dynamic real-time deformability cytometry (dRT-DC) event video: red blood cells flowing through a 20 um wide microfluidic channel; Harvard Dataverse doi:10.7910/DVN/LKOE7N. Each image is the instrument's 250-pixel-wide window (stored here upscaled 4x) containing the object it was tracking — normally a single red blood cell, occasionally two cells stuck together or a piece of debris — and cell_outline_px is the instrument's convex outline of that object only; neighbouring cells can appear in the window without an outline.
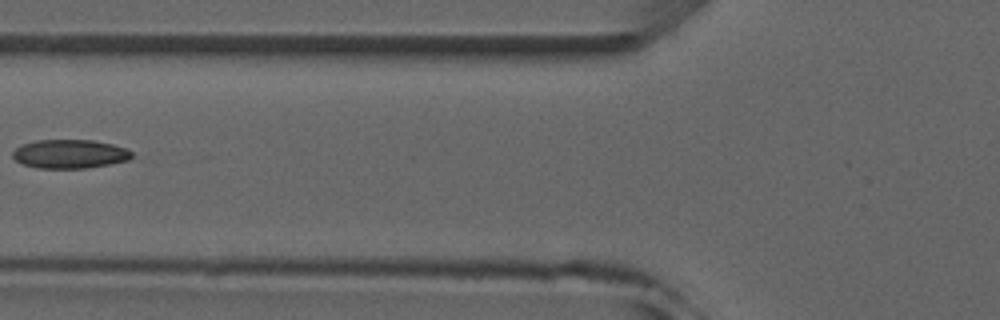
{"species": "common noctule bat (a hibernating species)", "species_latin": "Nyctalus noctula", "temperature_condition": "room temperature", "stored_images_in_passage": 5, "camera_frame_rate_fps": 3000, "um_per_image_px": 0.085, "animal": {"sex": "male", "forearm_length_mm": 52.5}, "frame": {"image": 1, "passage_image": 4, "time_ms": 3.667, "image_size_px": [1000, 320], "cell_outline_px": [[132, 156], [128, 160], [88, 168], [36, 168], [24, 164], [16, 160], [12, 156], [12, 152], [20, 144], [40, 140], [92, 140], [112, 144], [124, 148], [132, 152]], "centroid_in_image_um": [5.9, 13.08], "position_along_channel_um": 119.9, "area_um2": 19.88}}
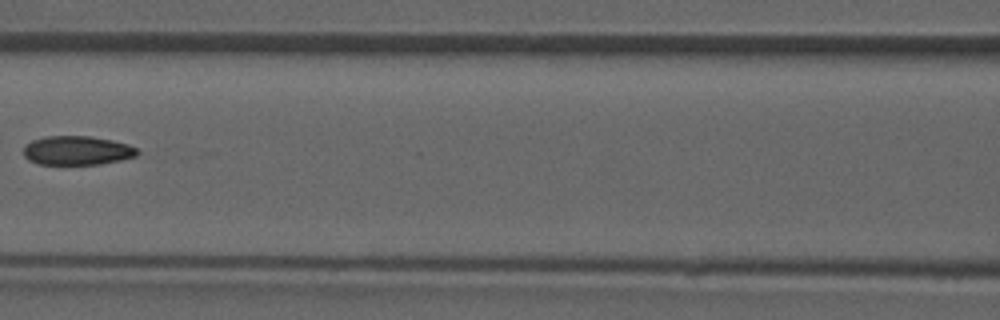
{"frame": {"image": 2, "passage_image": 5, "time_ms": 4.667, "image_size_px": [1000, 320], "cell_outline_px": [[140, 152], [136, 156], [120, 160], [100, 164], [36, 164], [28, 160], [24, 156], [24, 144], [32, 140], [44, 136], [92, 136], [112, 140], [128, 144], [136, 148]], "centroid_in_image_um": [6.53, 12.79], "position_along_channel_um": 160.1, "area_um2": 19.42}}